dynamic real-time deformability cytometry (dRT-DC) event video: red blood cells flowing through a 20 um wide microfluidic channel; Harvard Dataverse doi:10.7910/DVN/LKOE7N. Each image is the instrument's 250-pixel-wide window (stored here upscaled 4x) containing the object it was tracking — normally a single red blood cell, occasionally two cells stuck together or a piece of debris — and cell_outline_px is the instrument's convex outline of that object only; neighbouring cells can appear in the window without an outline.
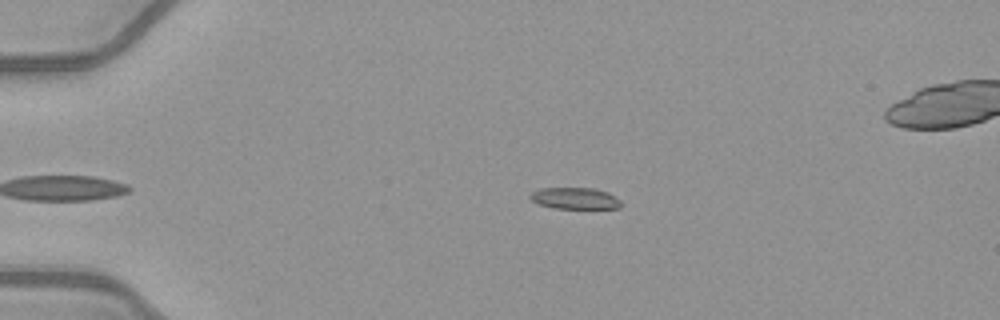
{"species": "common noctule bat (a hibernating species)", "species_latin": "Nyctalus noctula", "temperature_condition": "warm", "stored_images_in_passage": 37, "camera_frame_rate_fps": 3000, "um_per_image_px": 0.085, "animal": {"sex": "female", "body_mass_g": 21.9}, "frame": {"image": 1, "passage_image": 3, "time_ms": 0.667, "image_size_px": [1000, 320], "cell_outline_px": [[620, 208], [556, 208], [540, 204], [532, 200], [528, 196], [532, 192], [540, 188], [592, 188], [608, 192], [620, 200]], "centroid_in_image_um": [48.86, 16.85], "position_along_channel_um": 36.1, "area_um2": 11.21}}
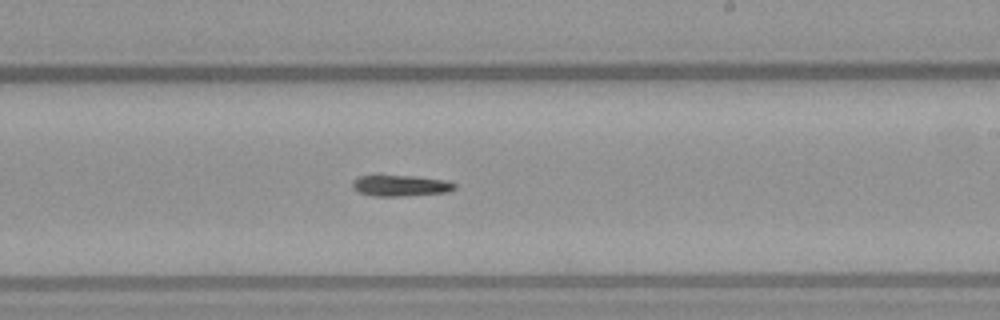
{"frame": {"image": 2, "passage_image": 23, "time_ms": 7.333, "image_size_px": [1000, 320], "cell_outline_px": [[456, 188], [448, 192], [400, 196], [372, 196], [360, 192], [352, 188], [352, 180], [360, 176], [380, 172], [416, 176], [448, 180], [456, 184]], "centroid_in_image_um": [34.0, 15.72], "position_along_channel_um": 255.0, "area_um2": 13.35}}
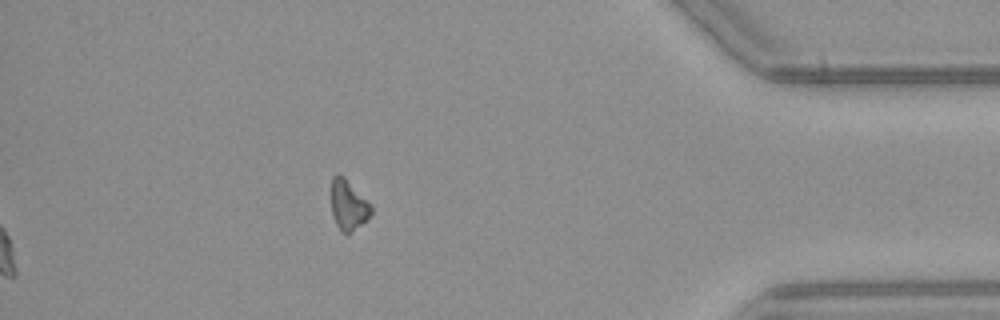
{"frame": {"image": 3, "passage_image": 37, "time_ms": 12.0, "image_size_px": [1000, 320], "cell_outline_px": [[372, 216], [352, 232], [340, 232], [332, 216], [332, 176], [336, 172], [344, 176], [372, 204]], "centroid_in_image_um": [29.63, 17.42], "position_along_channel_um": 405.6, "area_um2": 11.91}}